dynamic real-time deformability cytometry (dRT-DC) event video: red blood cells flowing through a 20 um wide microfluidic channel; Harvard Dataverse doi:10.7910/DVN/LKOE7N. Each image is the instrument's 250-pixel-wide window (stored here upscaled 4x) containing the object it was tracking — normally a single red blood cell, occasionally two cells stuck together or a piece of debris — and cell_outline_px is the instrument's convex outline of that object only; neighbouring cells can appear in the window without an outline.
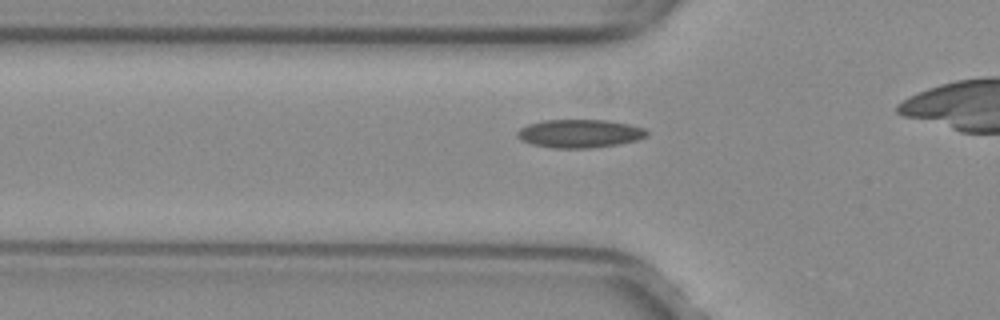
{"species": "common noctule bat (a hibernating species)", "species_latin": "Nyctalus noctula", "temperature_condition": "warm", "stored_images_in_passage": 34, "camera_frame_rate_fps": 3000, "um_per_image_px": 0.085, "animal": {"sex": "female", "body_mass_g": 29.2, "forearm_length_mm": 56.3}, "frame": {"image": 1, "passage_image": 9, "time_ms": 2.667, "image_size_px": [1000, 320], "cell_outline_px": [[648, 136], [636, 140], [620, 144], [588, 148], [552, 148], [532, 144], [520, 140], [516, 136], [516, 132], [520, 128], [528, 124], [544, 120], [608, 120], [628, 124], [644, 128], [648, 132]], "centroid_in_image_um": [49.25, 11.35], "position_along_channel_um": 76.5, "area_um2": 21.44}}
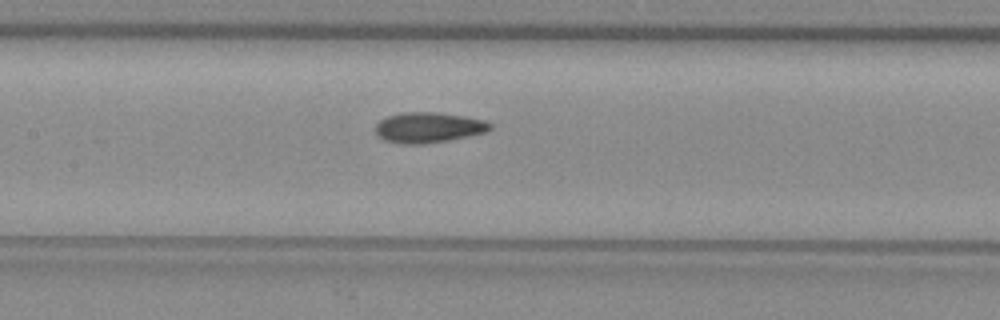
{"frame": {"image": 2, "passage_image": 16, "time_ms": 5.0, "image_size_px": [1000, 320], "cell_outline_px": [[492, 128], [488, 132], [448, 140], [420, 144], [404, 144], [384, 140], [376, 132], [376, 124], [380, 120], [388, 116], [400, 112], [440, 112], [464, 116], [484, 120], [492, 124]], "centroid_in_image_um": [36.44, 10.82], "position_along_channel_um": 171.0, "area_um2": 20.35}}
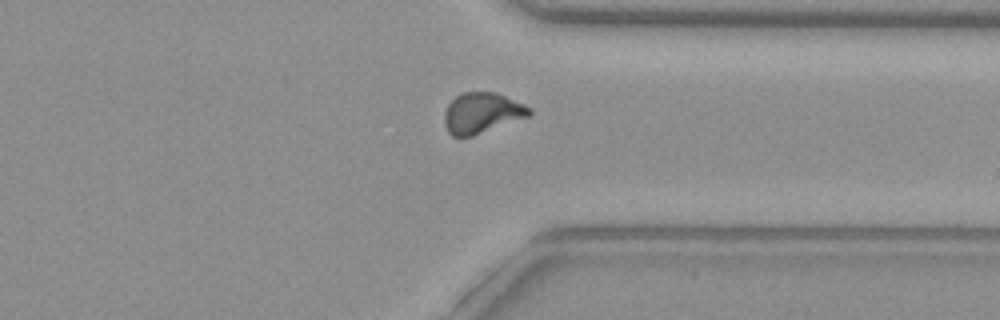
{"frame": {"image": 3, "passage_image": 31, "time_ms": 10.0, "image_size_px": [1000, 320], "cell_outline_px": [[532, 112], [528, 116], [472, 136], [452, 136], [448, 132], [444, 124], [444, 112], [448, 104], [460, 92], [496, 92], [524, 104], [532, 108]], "centroid_in_image_um": [40.94, 9.59], "position_along_channel_um": 370.5, "area_um2": 20.0}}